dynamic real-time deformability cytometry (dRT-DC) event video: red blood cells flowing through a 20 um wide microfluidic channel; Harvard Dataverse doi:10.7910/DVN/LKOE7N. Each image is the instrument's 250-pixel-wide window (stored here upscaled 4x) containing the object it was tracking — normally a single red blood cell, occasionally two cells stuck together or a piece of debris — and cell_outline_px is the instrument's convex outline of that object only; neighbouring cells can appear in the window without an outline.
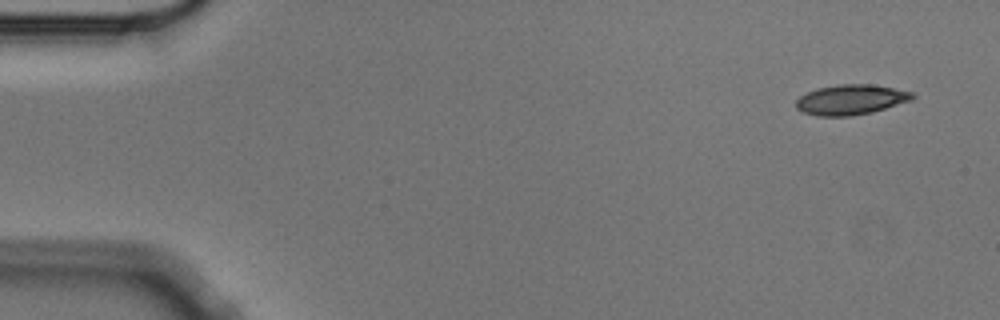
{"species": "Egyptian fruit bat (a non-hibernating species)", "species_latin": "Rousettus aegyptiacus", "temperature_condition": "cold", "stored_images_in_passage": 13, "camera_frame_rate_fps": 3000, "um_per_image_px": 0.085, "animal": {"sex": "male"}, "frame": {"image": 1, "passage_image": 1, "time_ms": 0.0, "image_size_px": [1000, 320], "cell_outline_px": [[916, 96], [912, 100], [872, 112], [852, 116], [816, 116], [804, 112], [796, 108], [796, 100], [800, 96], [816, 88], [840, 84], [872, 84], [916, 92]], "centroid_in_image_um": [72.36, 8.46], "position_along_channel_um": 12.6, "area_um2": 20.58}}
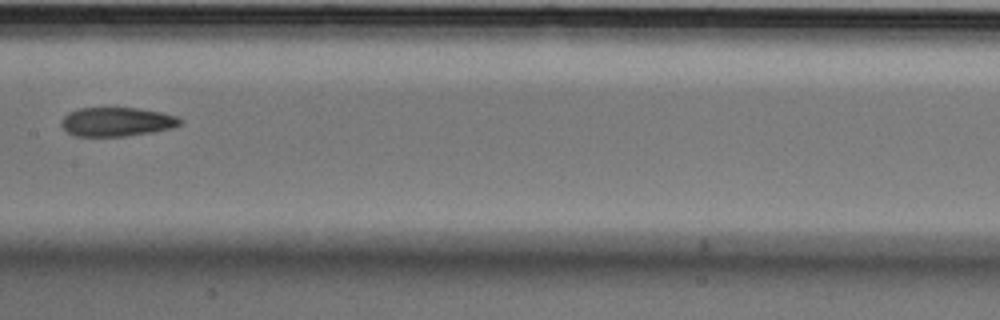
{"frame": {"image": 2, "passage_image": 7, "time_ms": 2.0, "image_size_px": [1000, 320], "cell_outline_px": [[184, 124], [172, 128], [152, 132], [124, 136], [76, 136], [68, 132], [60, 124], [60, 120], [68, 112], [80, 108], [140, 108], [160, 112], [176, 116], [184, 120]], "centroid_in_image_um": [9.95, 10.35], "position_along_channel_um": 197.4, "area_um2": 20.17}}
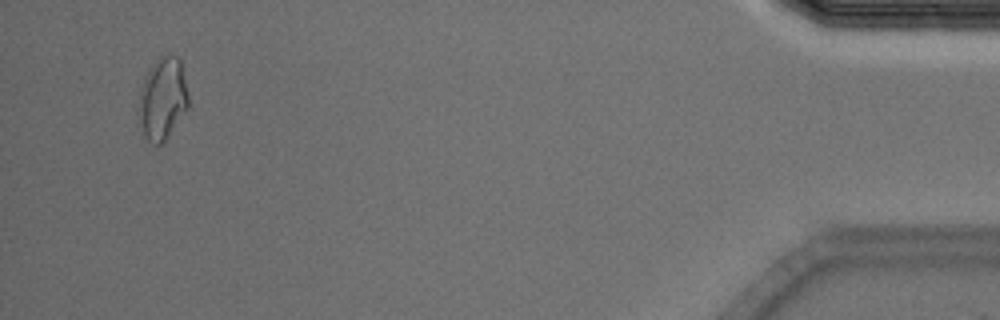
{"frame": {"image": 3, "passage_image": 13, "time_ms": 4.0, "image_size_px": [1000, 320], "cell_outline_px": [[188, 108], [164, 144], [152, 144], [144, 136], [136, 124], [136, 112], [140, 88], [152, 64], [160, 56], [176, 56], [180, 60], [188, 96]], "centroid_in_image_um": [13.76, 8.49], "position_along_channel_um": 421.4, "area_um2": 24.33}}